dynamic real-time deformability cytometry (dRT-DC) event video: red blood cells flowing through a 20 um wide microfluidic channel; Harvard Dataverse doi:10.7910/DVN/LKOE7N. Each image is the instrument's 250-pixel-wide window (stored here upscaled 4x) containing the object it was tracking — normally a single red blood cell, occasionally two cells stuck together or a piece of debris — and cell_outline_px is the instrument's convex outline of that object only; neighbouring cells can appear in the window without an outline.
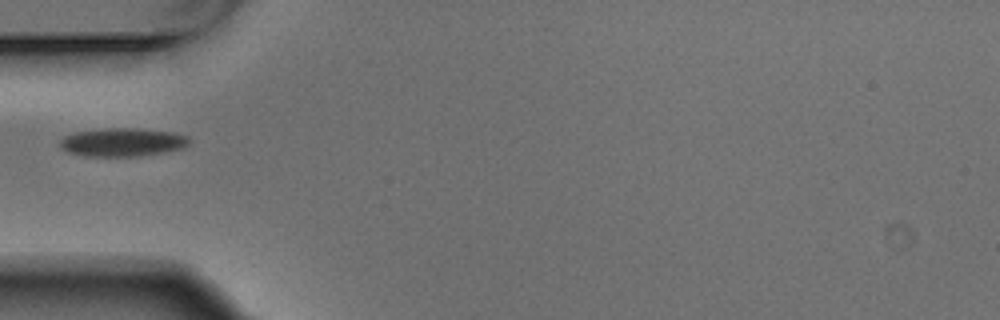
{"species": "Egyptian fruit bat (a non-hibernating species)", "species_latin": "Rousettus aegyptiacus", "temperature_condition": "warm", "stored_images_in_passage": 6, "segment_of_instrument_passage": [2, 2], "camera_frame_rate_fps": 3000, "um_per_image_px": 0.085, "animal": {"sex": "male"}, "frame": {"image": 1, "passage_image": 5, "time_ms": 1.333, "image_size_px": [1000, 320], "cell_outline_px": [[188, 144], [184, 148], [140, 156], [84, 156], [68, 152], [60, 148], [60, 140], [64, 136], [72, 132], [108, 128], [136, 128], [176, 132], [188, 136]], "centroid_in_image_um": [10.39, 12.08], "position_along_channel_um": 74.6, "area_um2": 21.5}}
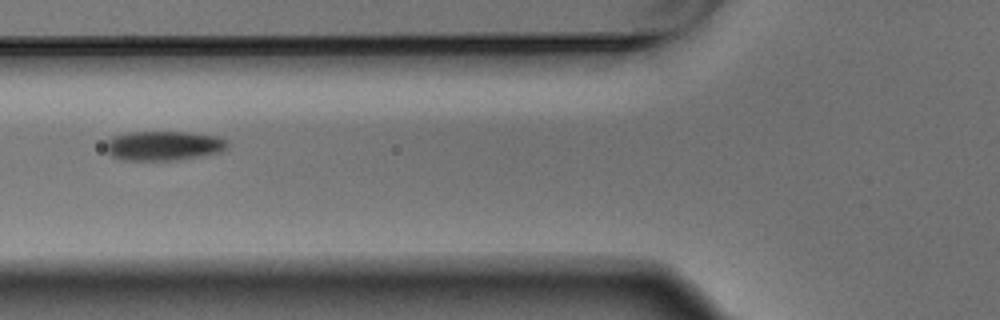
{"frame": {"image": 2, "passage_image": 6, "time_ms": 1.667, "image_size_px": [1000, 320], "cell_outline_px": [[228, 148], [220, 152], [176, 160], [124, 160], [112, 156], [104, 148], [104, 144], [112, 136], [128, 132], [188, 132], [220, 136], [228, 140]], "centroid_in_image_um": [13.91, 12.37], "position_along_channel_um": 111.9, "area_um2": 21.1}}